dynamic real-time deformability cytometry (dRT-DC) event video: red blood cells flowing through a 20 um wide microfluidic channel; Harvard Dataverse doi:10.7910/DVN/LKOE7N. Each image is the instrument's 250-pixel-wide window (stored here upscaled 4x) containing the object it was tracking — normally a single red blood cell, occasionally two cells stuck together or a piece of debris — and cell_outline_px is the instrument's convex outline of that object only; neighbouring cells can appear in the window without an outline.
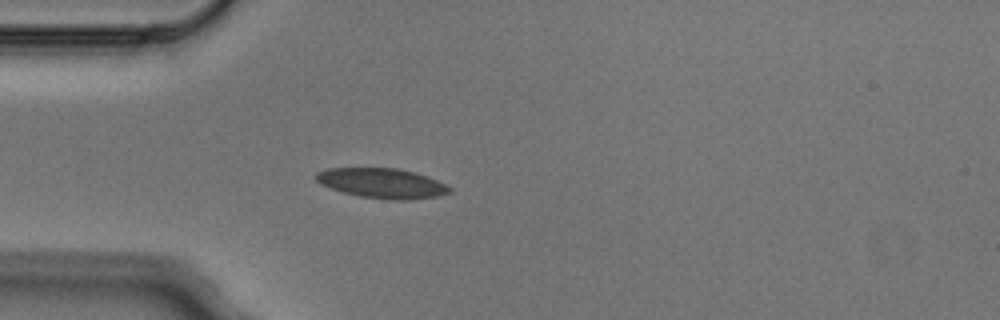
{"species": "Egyptian fruit bat (a non-hibernating species)", "species_latin": "Rousettus aegyptiacus", "temperature_condition": "cold", "stored_images_in_passage": 3, "camera_frame_rate_fps": 3000, "um_per_image_px": 0.085, "animal": {"sex": "male"}, "frame": {"image": 1, "passage_image": 3, "time_ms": 0.667, "image_size_px": [1000, 320], "cell_outline_px": [[452, 192], [440, 196], [408, 200], [392, 200], [360, 196], [344, 192], [320, 184], [316, 180], [316, 172], [328, 168], [396, 168], [428, 176], [452, 188]], "centroid_in_image_um": [32.5, 15.58], "position_along_channel_um": 52.5, "area_um2": 23.18}}